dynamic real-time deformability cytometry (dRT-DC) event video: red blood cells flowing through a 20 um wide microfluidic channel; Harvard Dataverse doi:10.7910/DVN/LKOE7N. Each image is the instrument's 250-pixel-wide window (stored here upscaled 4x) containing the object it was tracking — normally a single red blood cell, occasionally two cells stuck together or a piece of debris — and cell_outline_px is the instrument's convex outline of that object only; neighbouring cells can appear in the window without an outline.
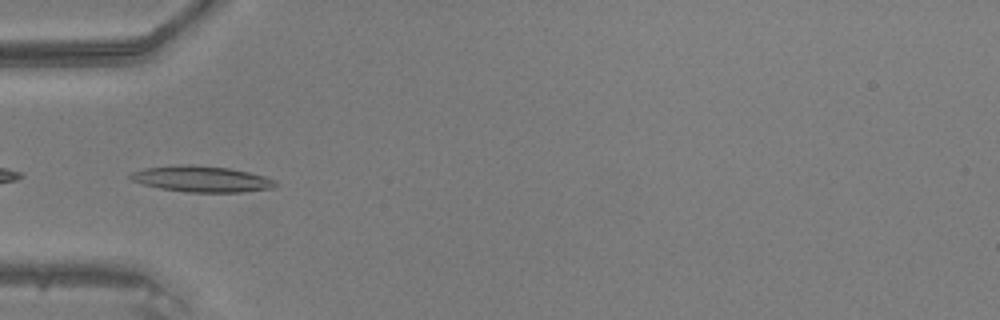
{"species": "common noctule bat (a hibernating species)", "species_latin": "Nyctalus noctula", "temperature_condition": "warm", "stored_images_in_passage": 47, "segment_of_instrument_passage": [2, 2], "camera_frame_rate_fps": 3000, "um_per_image_px": 0.085, "animal": {"sex": "male", "body_mass_g": 20.5, "forearm_length_mm": 52.5}, "frame": {"image": 1, "passage_image": 16, "time_ms": 5.0, "image_size_px": [1000, 320], "cell_outline_px": [[280, 184], [272, 188], [244, 192], [184, 192], [160, 188], [144, 184], [132, 180], [128, 176], [132, 172], [144, 168], [180, 164], [188, 164], [228, 168], [248, 172], [264, 176], [276, 180]], "centroid_in_image_um": [17.16, 15.21], "position_along_channel_um": 67.8, "area_um2": 22.02}}
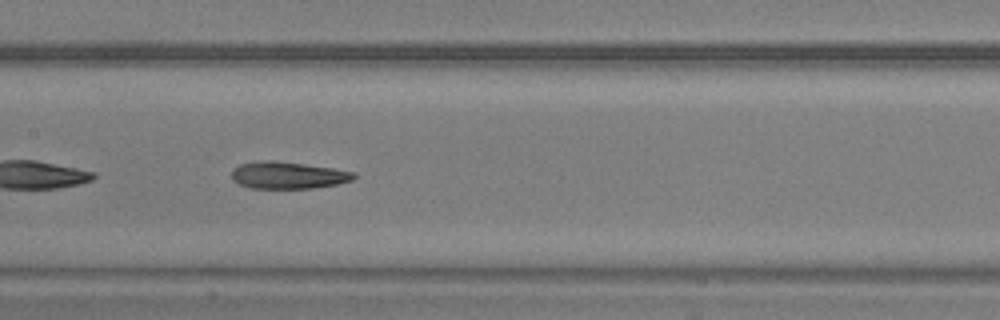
{"frame": {"image": 2, "passage_image": 24, "time_ms": 7.667, "image_size_px": [1000, 320], "cell_outline_px": [[356, 176], [352, 180], [336, 184], [312, 188], [248, 188], [232, 180], [232, 172], [240, 164], [264, 160], [272, 160], [332, 168], [352, 172]], "centroid_in_image_um": [24.45, 14.9], "position_along_channel_um": 183.0, "area_um2": 18.9}}
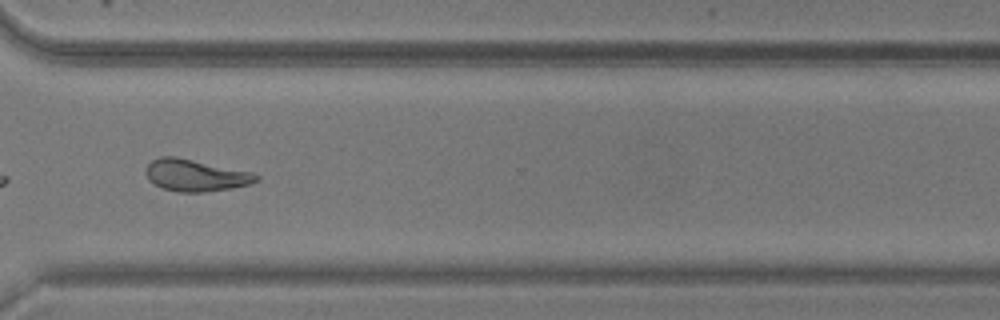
{"frame": {"image": 3, "passage_image": 36, "time_ms": 11.667, "image_size_px": [1000, 320], "cell_outline_px": [[260, 180], [248, 184], [232, 188], [204, 192], [176, 192], [164, 188], [148, 180], [144, 172], [148, 164], [152, 160], [160, 156], [176, 156], [252, 172], [260, 176]], "centroid_in_image_um": [16.61, 14.89], "position_along_channel_um": 354.0, "area_um2": 20.58}}